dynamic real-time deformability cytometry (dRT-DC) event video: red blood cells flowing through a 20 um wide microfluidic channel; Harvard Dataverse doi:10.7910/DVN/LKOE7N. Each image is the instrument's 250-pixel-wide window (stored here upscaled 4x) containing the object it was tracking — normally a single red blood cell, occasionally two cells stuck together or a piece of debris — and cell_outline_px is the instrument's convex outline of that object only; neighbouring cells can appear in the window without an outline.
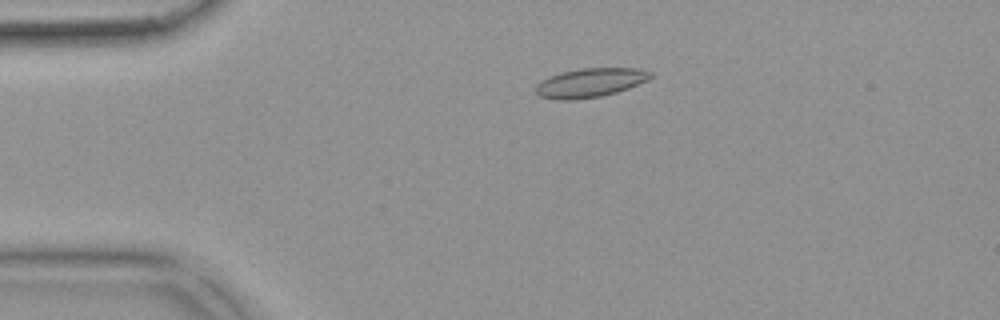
{"species": "common noctule bat (a hibernating species)", "species_latin": "Nyctalus noctula", "temperature_condition": "warm", "stored_images_in_passage": 52, "camera_frame_rate_fps": 3000, "um_per_image_px": 0.085, "animal": {"sex": "female", "body_mass_g": 18.4}, "frame": {"image": 1, "passage_image": 11, "time_ms": 3.333, "image_size_px": [1000, 320], "cell_outline_px": [[652, 76], [648, 80], [628, 88], [616, 92], [600, 96], [572, 100], [556, 100], [540, 96], [536, 92], [536, 84], [540, 80], [560, 72], [580, 68], [640, 68], [652, 72]], "centroid_in_image_um": [50.15, 7.02], "position_along_channel_um": 34.8, "area_um2": 19.48}}
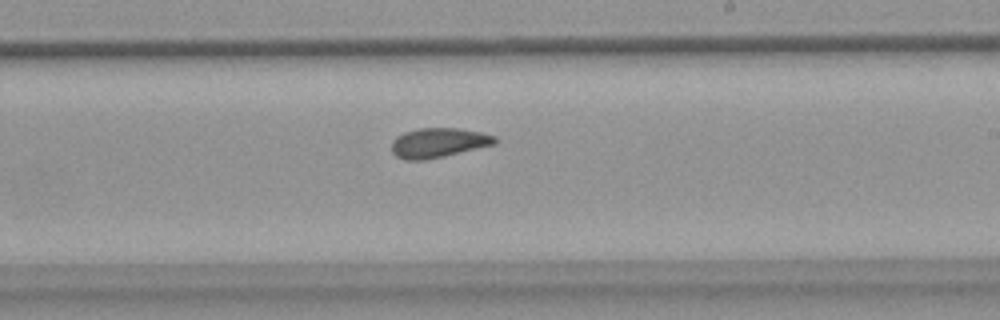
{"frame": {"image": 2, "passage_image": 31, "time_ms": 10.0, "image_size_px": [1000, 320], "cell_outline_px": [[500, 140], [496, 144], [428, 160], [404, 160], [396, 156], [392, 152], [392, 140], [396, 136], [404, 132], [420, 128], [460, 128], [480, 132], [496, 136]], "centroid_in_image_um": [37.28, 12.14], "position_along_channel_um": 251.7, "area_um2": 18.09}}
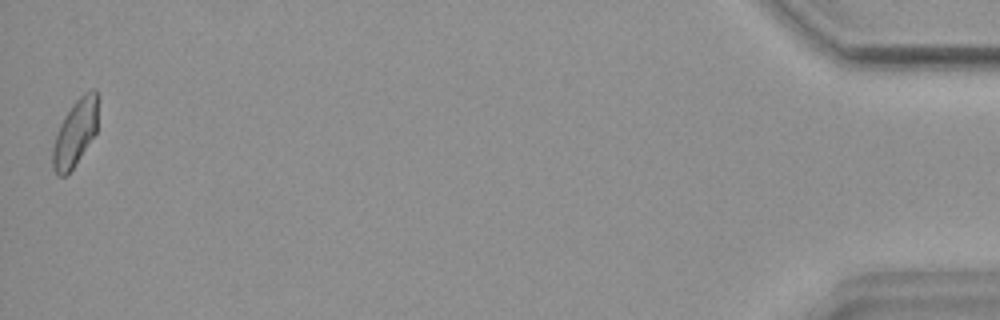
{"frame": {"image": 3, "passage_image": 52, "time_ms": 17.0, "image_size_px": [1000, 320], "cell_outline_px": [[100, 96], [96, 132], [72, 168], [64, 176], [56, 176], [52, 168], [52, 148], [56, 132], [64, 116], [72, 104], [84, 92], [92, 88], [96, 88]], "centroid_in_image_um": [6.41, 11.21], "position_along_channel_um": 428.8, "area_um2": 17.92}, "authors_computed_cell_mechanics": {"area_um2": 18.1203, "velocity_mm_per_s": 3.8556, "shape_relaxation_time_tau1_ms": null, "shape_relaxation_time_tau2_ms": 2.3166, "deformation_change_tau1": null, "deformation_change_tau2": 0.0809}}